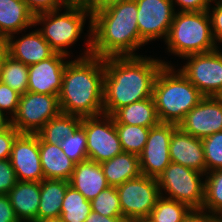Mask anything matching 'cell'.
<instances>
[{"label":"cell","instance_id":"c3c4849f","mask_svg":"<svg viewBox=\"0 0 222 222\" xmlns=\"http://www.w3.org/2000/svg\"><path fill=\"white\" fill-rule=\"evenodd\" d=\"M37 222H64L61 217L48 218Z\"/></svg>","mask_w":222,"mask_h":222},{"label":"cell","instance_id":"83f0119b","mask_svg":"<svg viewBox=\"0 0 222 222\" xmlns=\"http://www.w3.org/2000/svg\"><path fill=\"white\" fill-rule=\"evenodd\" d=\"M123 152L139 156L145 147L150 128L137 125L115 124Z\"/></svg>","mask_w":222,"mask_h":222},{"label":"cell","instance_id":"cb8c5ba5","mask_svg":"<svg viewBox=\"0 0 222 222\" xmlns=\"http://www.w3.org/2000/svg\"><path fill=\"white\" fill-rule=\"evenodd\" d=\"M100 164L111 187H117L141 175L139 156L133 153L122 152Z\"/></svg>","mask_w":222,"mask_h":222},{"label":"cell","instance_id":"7c38bea8","mask_svg":"<svg viewBox=\"0 0 222 222\" xmlns=\"http://www.w3.org/2000/svg\"><path fill=\"white\" fill-rule=\"evenodd\" d=\"M140 38L147 44L157 38L166 39L175 9L172 0H135Z\"/></svg>","mask_w":222,"mask_h":222},{"label":"cell","instance_id":"5b68a950","mask_svg":"<svg viewBox=\"0 0 222 222\" xmlns=\"http://www.w3.org/2000/svg\"><path fill=\"white\" fill-rule=\"evenodd\" d=\"M164 41L168 51L181 58L218 48L212 34L209 11H176Z\"/></svg>","mask_w":222,"mask_h":222},{"label":"cell","instance_id":"7bdbcfd3","mask_svg":"<svg viewBox=\"0 0 222 222\" xmlns=\"http://www.w3.org/2000/svg\"><path fill=\"white\" fill-rule=\"evenodd\" d=\"M59 9H77L90 13V0H57ZM62 6V7H61Z\"/></svg>","mask_w":222,"mask_h":222},{"label":"cell","instance_id":"4316f807","mask_svg":"<svg viewBox=\"0 0 222 222\" xmlns=\"http://www.w3.org/2000/svg\"><path fill=\"white\" fill-rule=\"evenodd\" d=\"M91 211V201L69 186L61 206L62 220L64 222H85Z\"/></svg>","mask_w":222,"mask_h":222},{"label":"cell","instance_id":"277c9868","mask_svg":"<svg viewBox=\"0 0 222 222\" xmlns=\"http://www.w3.org/2000/svg\"><path fill=\"white\" fill-rule=\"evenodd\" d=\"M174 70L171 64L162 66L154 82L153 98L160 122L178 125L205 96L179 69Z\"/></svg>","mask_w":222,"mask_h":222},{"label":"cell","instance_id":"f35d334b","mask_svg":"<svg viewBox=\"0 0 222 222\" xmlns=\"http://www.w3.org/2000/svg\"><path fill=\"white\" fill-rule=\"evenodd\" d=\"M214 0H172L174 8L175 5L181 7L180 12H199L208 11L210 3Z\"/></svg>","mask_w":222,"mask_h":222},{"label":"cell","instance_id":"9c48e42d","mask_svg":"<svg viewBox=\"0 0 222 222\" xmlns=\"http://www.w3.org/2000/svg\"><path fill=\"white\" fill-rule=\"evenodd\" d=\"M61 113L58 95L26 92L20 95L16 114L9 123L19 132L36 134Z\"/></svg>","mask_w":222,"mask_h":222},{"label":"cell","instance_id":"8d00e7d4","mask_svg":"<svg viewBox=\"0 0 222 222\" xmlns=\"http://www.w3.org/2000/svg\"><path fill=\"white\" fill-rule=\"evenodd\" d=\"M19 134L10 123L0 130V160L10 159L12 145Z\"/></svg>","mask_w":222,"mask_h":222},{"label":"cell","instance_id":"7a4b0ae2","mask_svg":"<svg viewBox=\"0 0 222 222\" xmlns=\"http://www.w3.org/2000/svg\"><path fill=\"white\" fill-rule=\"evenodd\" d=\"M137 3L123 0L92 14L91 55L100 58L138 56L146 44L139 35Z\"/></svg>","mask_w":222,"mask_h":222},{"label":"cell","instance_id":"ba28073f","mask_svg":"<svg viewBox=\"0 0 222 222\" xmlns=\"http://www.w3.org/2000/svg\"><path fill=\"white\" fill-rule=\"evenodd\" d=\"M119 194L122 217L127 222H136L150 216L161 197L157 178L140 175L116 187Z\"/></svg>","mask_w":222,"mask_h":222},{"label":"cell","instance_id":"8992f818","mask_svg":"<svg viewBox=\"0 0 222 222\" xmlns=\"http://www.w3.org/2000/svg\"><path fill=\"white\" fill-rule=\"evenodd\" d=\"M61 10L62 9H58L35 15L34 25H39L42 23L43 27L40 30L38 29L42 37L49 43L56 53L68 56L70 53L66 49L68 46L75 44V42L79 39L81 33L83 32L86 17L90 16V31H88L89 40L87 39V50L84 52L82 57L91 55L92 14L77 9H64L66 11L60 14Z\"/></svg>","mask_w":222,"mask_h":222},{"label":"cell","instance_id":"836d02e7","mask_svg":"<svg viewBox=\"0 0 222 222\" xmlns=\"http://www.w3.org/2000/svg\"><path fill=\"white\" fill-rule=\"evenodd\" d=\"M206 173L222 169V131L202 139Z\"/></svg>","mask_w":222,"mask_h":222},{"label":"cell","instance_id":"44dd1931","mask_svg":"<svg viewBox=\"0 0 222 222\" xmlns=\"http://www.w3.org/2000/svg\"><path fill=\"white\" fill-rule=\"evenodd\" d=\"M34 16L23 0H0V38L6 40L35 26Z\"/></svg>","mask_w":222,"mask_h":222},{"label":"cell","instance_id":"7dc6e473","mask_svg":"<svg viewBox=\"0 0 222 222\" xmlns=\"http://www.w3.org/2000/svg\"><path fill=\"white\" fill-rule=\"evenodd\" d=\"M9 124V119H7L1 112H0V130L3 129L6 125Z\"/></svg>","mask_w":222,"mask_h":222},{"label":"cell","instance_id":"52a82bcc","mask_svg":"<svg viewBox=\"0 0 222 222\" xmlns=\"http://www.w3.org/2000/svg\"><path fill=\"white\" fill-rule=\"evenodd\" d=\"M204 173L171 162L157 177L161 196L188 205L191 209H202L204 202ZM165 191L163 194V191Z\"/></svg>","mask_w":222,"mask_h":222},{"label":"cell","instance_id":"ac0fdd59","mask_svg":"<svg viewBox=\"0 0 222 222\" xmlns=\"http://www.w3.org/2000/svg\"><path fill=\"white\" fill-rule=\"evenodd\" d=\"M13 39V35L6 39L9 56L28 66L48 59L56 53L38 30L17 40Z\"/></svg>","mask_w":222,"mask_h":222},{"label":"cell","instance_id":"d590c367","mask_svg":"<svg viewBox=\"0 0 222 222\" xmlns=\"http://www.w3.org/2000/svg\"><path fill=\"white\" fill-rule=\"evenodd\" d=\"M17 182L18 179L10 159L0 160V195H7Z\"/></svg>","mask_w":222,"mask_h":222},{"label":"cell","instance_id":"603a6c76","mask_svg":"<svg viewBox=\"0 0 222 222\" xmlns=\"http://www.w3.org/2000/svg\"><path fill=\"white\" fill-rule=\"evenodd\" d=\"M111 116L115 124L151 128L160 123L153 97L123 106L117 109Z\"/></svg>","mask_w":222,"mask_h":222},{"label":"cell","instance_id":"816d5d0a","mask_svg":"<svg viewBox=\"0 0 222 222\" xmlns=\"http://www.w3.org/2000/svg\"><path fill=\"white\" fill-rule=\"evenodd\" d=\"M217 98L221 101L222 103V92L217 96Z\"/></svg>","mask_w":222,"mask_h":222},{"label":"cell","instance_id":"d6a6232c","mask_svg":"<svg viewBox=\"0 0 222 222\" xmlns=\"http://www.w3.org/2000/svg\"><path fill=\"white\" fill-rule=\"evenodd\" d=\"M63 152L76 164L88 159L86 134L80 125L59 145Z\"/></svg>","mask_w":222,"mask_h":222},{"label":"cell","instance_id":"681fc988","mask_svg":"<svg viewBox=\"0 0 222 222\" xmlns=\"http://www.w3.org/2000/svg\"><path fill=\"white\" fill-rule=\"evenodd\" d=\"M136 222H154V221H152L149 217H147V218H142L140 220H137Z\"/></svg>","mask_w":222,"mask_h":222},{"label":"cell","instance_id":"ee69618b","mask_svg":"<svg viewBox=\"0 0 222 222\" xmlns=\"http://www.w3.org/2000/svg\"><path fill=\"white\" fill-rule=\"evenodd\" d=\"M85 222H127L122 216L107 217L91 211Z\"/></svg>","mask_w":222,"mask_h":222},{"label":"cell","instance_id":"6da1fadb","mask_svg":"<svg viewBox=\"0 0 222 222\" xmlns=\"http://www.w3.org/2000/svg\"><path fill=\"white\" fill-rule=\"evenodd\" d=\"M167 62L151 57L125 56L104 59L103 112L153 97L156 76Z\"/></svg>","mask_w":222,"mask_h":222},{"label":"cell","instance_id":"e575fe53","mask_svg":"<svg viewBox=\"0 0 222 222\" xmlns=\"http://www.w3.org/2000/svg\"><path fill=\"white\" fill-rule=\"evenodd\" d=\"M20 95L21 94L16 90H13L11 87L0 81V112L7 119L8 117L6 114L10 113L11 116L9 120L12 119L17 112Z\"/></svg>","mask_w":222,"mask_h":222},{"label":"cell","instance_id":"ffe728a7","mask_svg":"<svg viewBox=\"0 0 222 222\" xmlns=\"http://www.w3.org/2000/svg\"><path fill=\"white\" fill-rule=\"evenodd\" d=\"M7 196L20 222L38 221L40 182L18 181Z\"/></svg>","mask_w":222,"mask_h":222},{"label":"cell","instance_id":"9a60e30c","mask_svg":"<svg viewBox=\"0 0 222 222\" xmlns=\"http://www.w3.org/2000/svg\"><path fill=\"white\" fill-rule=\"evenodd\" d=\"M183 131L204 139L222 131V103L214 96L204 97L178 124Z\"/></svg>","mask_w":222,"mask_h":222},{"label":"cell","instance_id":"74e56055","mask_svg":"<svg viewBox=\"0 0 222 222\" xmlns=\"http://www.w3.org/2000/svg\"><path fill=\"white\" fill-rule=\"evenodd\" d=\"M214 2L216 7H213L212 12L210 9L208 11L214 40L220 43L222 42V0H214Z\"/></svg>","mask_w":222,"mask_h":222},{"label":"cell","instance_id":"1f68e13d","mask_svg":"<svg viewBox=\"0 0 222 222\" xmlns=\"http://www.w3.org/2000/svg\"><path fill=\"white\" fill-rule=\"evenodd\" d=\"M91 209L107 217L122 216L119 194L116 187L109 186L101 191L92 201Z\"/></svg>","mask_w":222,"mask_h":222},{"label":"cell","instance_id":"30bf717a","mask_svg":"<svg viewBox=\"0 0 222 222\" xmlns=\"http://www.w3.org/2000/svg\"><path fill=\"white\" fill-rule=\"evenodd\" d=\"M81 126L86 134L89 160L102 163L123 152L111 115L82 117Z\"/></svg>","mask_w":222,"mask_h":222},{"label":"cell","instance_id":"5bb4252c","mask_svg":"<svg viewBox=\"0 0 222 222\" xmlns=\"http://www.w3.org/2000/svg\"><path fill=\"white\" fill-rule=\"evenodd\" d=\"M10 162L18 181H42L44 173L40 162L39 136L20 133L12 145Z\"/></svg>","mask_w":222,"mask_h":222},{"label":"cell","instance_id":"8fae6325","mask_svg":"<svg viewBox=\"0 0 222 222\" xmlns=\"http://www.w3.org/2000/svg\"><path fill=\"white\" fill-rule=\"evenodd\" d=\"M180 72L206 97H217L222 92V52L215 49L192 54Z\"/></svg>","mask_w":222,"mask_h":222},{"label":"cell","instance_id":"3957f363","mask_svg":"<svg viewBox=\"0 0 222 222\" xmlns=\"http://www.w3.org/2000/svg\"><path fill=\"white\" fill-rule=\"evenodd\" d=\"M104 59L89 55L66 64L58 96L61 113L80 117L103 112Z\"/></svg>","mask_w":222,"mask_h":222},{"label":"cell","instance_id":"f6af8a7d","mask_svg":"<svg viewBox=\"0 0 222 222\" xmlns=\"http://www.w3.org/2000/svg\"><path fill=\"white\" fill-rule=\"evenodd\" d=\"M123 0H90V13L93 14L99 10H102L110 5L119 3Z\"/></svg>","mask_w":222,"mask_h":222},{"label":"cell","instance_id":"bcb514c9","mask_svg":"<svg viewBox=\"0 0 222 222\" xmlns=\"http://www.w3.org/2000/svg\"><path fill=\"white\" fill-rule=\"evenodd\" d=\"M9 55L8 46L6 40L2 39L0 40V81L2 78V72L4 63Z\"/></svg>","mask_w":222,"mask_h":222},{"label":"cell","instance_id":"484cf974","mask_svg":"<svg viewBox=\"0 0 222 222\" xmlns=\"http://www.w3.org/2000/svg\"><path fill=\"white\" fill-rule=\"evenodd\" d=\"M82 117L60 113L49 120L36 134L46 143L60 145L81 125Z\"/></svg>","mask_w":222,"mask_h":222},{"label":"cell","instance_id":"f1b7e54d","mask_svg":"<svg viewBox=\"0 0 222 222\" xmlns=\"http://www.w3.org/2000/svg\"><path fill=\"white\" fill-rule=\"evenodd\" d=\"M190 210L191 208L184 203L161 196L149 218L154 222H183Z\"/></svg>","mask_w":222,"mask_h":222},{"label":"cell","instance_id":"f546056e","mask_svg":"<svg viewBox=\"0 0 222 222\" xmlns=\"http://www.w3.org/2000/svg\"><path fill=\"white\" fill-rule=\"evenodd\" d=\"M203 207L213 215L222 216V169L205 174Z\"/></svg>","mask_w":222,"mask_h":222},{"label":"cell","instance_id":"ab89813d","mask_svg":"<svg viewBox=\"0 0 222 222\" xmlns=\"http://www.w3.org/2000/svg\"><path fill=\"white\" fill-rule=\"evenodd\" d=\"M28 9L34 14L55 11L59 9L57 0H23Z\"/></svg>","mask_w":222,"mask_h":222},{"label":"cell","instance_id":"f907efd6","mask_svg":"<svg viewBox=\"0 0 222 222\" xmlns=\"http://www.w3.org/2000/svg\"><path fill=\"white\" fill-rule=\"evenodd\" d=\"M215 222H222V216L215 215Z\"/></svg>","mask_w":222,"mask_h":222},{"label":"cell","instance_id":"4fadbf2b","mask_svg":"<svg viewBox=\"0 0 222 222\" xmlns=\"http://www.w3.org/2000/svg\"><path fill=\"white\" fill-rule=\"evenodd\" d=\"M178 125L159 123L151 127L145 147L139 154L142 175L157 178L171 163L170 141L173 131Z\"/></svg>","mask_w":222,"mask_h":222},{"label":"cell","instance_id":"d6986e66","mask_svg":"<svg viewBox=\"0 0 222 222\" xmlns=\"http://www.w3.org/2000/svg\"><path fill=\"white\" fill-rule=\"evenodd\" d=\"M69 185L88 201H92L101 191L109 187L101 164L89 159L75 165Z\"/></svg>","mask_w":222,"mask_h":222},{"label":"cell","instance_id":"60d3db41","mask_svg":"<svg viewBox=\"0 0 222 222\" xmlns=\"http://www.w3.org/2000/svg\"><path fill=\"white\" fill-rule=\"evenodd\" d=\"M0 222H20L7 195H0Z\"/></svg>","mask_w":222,"mask_h":222},{"label":"cell","instance_id":"b9f144b4","mask_svg":"<svg viewBox=\"0 0 222 222\" xmlns=\"http://www.w3.org/2000/svg\"><path fill=\"white\" fill-rule=\"evenodd\" d=\"M183 222H215V215L204 209H191Z\"/></svg>","mask_w":222,"mask_h":222},{"label":"cell","instance_id":"e0dca14e","mask_svg":"<svg viewBox=\"0 0 222 222\" xmlns=\"http://www.w3.org/2000/svg\"><path fill=\"white\" fill-rule=\"evenodd\" d=\"M169 153L171 162L206 174L202 139L189 135L177 127L171 135Z\"/></svg>","mask_w":222,"mask_h":222},{"label":"cell","instance_id":"2e32d148","mask_svg":"<svg viewBox=\"0 0 222 222\" xmlns=\"http://www.w3.org/2000/svg\"><path fill=\"white\" fill-rule=\"evenodd\" d=\"M66 55L55 53L52 57L29 65L28 92L48 95L60 94L63 73L68 61Z\"/></svg>","mask_w":222,"mask_h":222},{"label":"cell","instance_id":"4dcf8cb0","mask_svg":"<svg viewBox=\"0 0 222 222\" xmlns=\"http://www.w3.org/2000/svg\"><path fill=\"white\" fill-rule=\"evenodd\" d=\"M29 66L8 55L2 72L1 82L24 94L28 89Z\"/></svg>","mask_w":222,"mask_h":222},{"label":"cell","instance_id":"7402d4cb","mask_svg":"<svg viewBox=\"0 0 222 222\" xmlns=\"http://www.w3.org/2000/svg\"><path fill=\"white\" fill-rule=\"evenodd\" d=\"M39 152L44 179L69 181L76 163L63 152L59 145L46 143L39 137Z\"/></svg>","mask_w":222,"mask_h":222},{"label":"cell","instance_id":"d4e9b609","mask_svg":"<svg viewBox=\"0 0 222 222\" xmlns=\"http://www.w3.org/2000/svg\"><path fill=\"white\" fill-rule=\"evenodd\" d=\"M69 186V181L66 180L43 179L40 181L38 221L60 217L62 202Z\"/></svg>","mask_w":222,"mask_h":222}]
</instances>
